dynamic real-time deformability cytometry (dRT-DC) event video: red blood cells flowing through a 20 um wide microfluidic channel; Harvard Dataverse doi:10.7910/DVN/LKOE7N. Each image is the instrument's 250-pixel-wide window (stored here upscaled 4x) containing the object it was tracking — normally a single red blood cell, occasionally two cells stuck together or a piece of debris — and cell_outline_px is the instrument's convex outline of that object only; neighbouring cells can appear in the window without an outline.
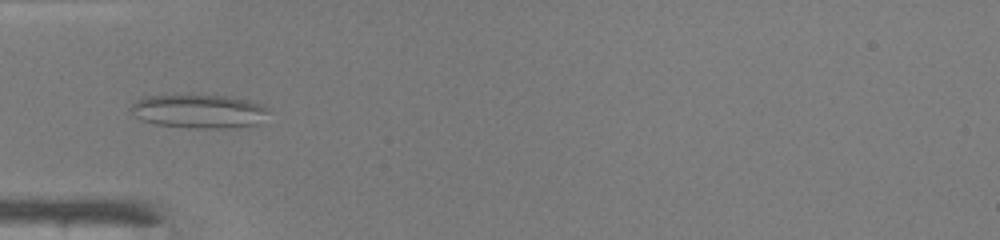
{"species": "common noctule bat (a hibernating species)", "species_latin": "Nyctalus noctula", "temperature_condition": "warm", "stored_images_in_passage": 43, "camera_frame_rate_fps": 3000, "um_per_image_px": 0.085, "animal": {"sex": "male", "body_mass_g": 19.0, "forearm_length_mm": 50.8}, "frame": {"image": 1, "passage_image": 11, "time_ms": 3.333, "image_size_px": [1000, 240], "cell_outline_px": [[272, 108], [256, 124], [232, 128], [188, 128], [156, 124], [140, 120], [128, 108], [140, 96], [192, 92], [232, 96], [248, 100]], "centroid_in_image_um": [16.85, 9.4], "position_along_channel_um": 68.2, "area_um2": 28.38}}
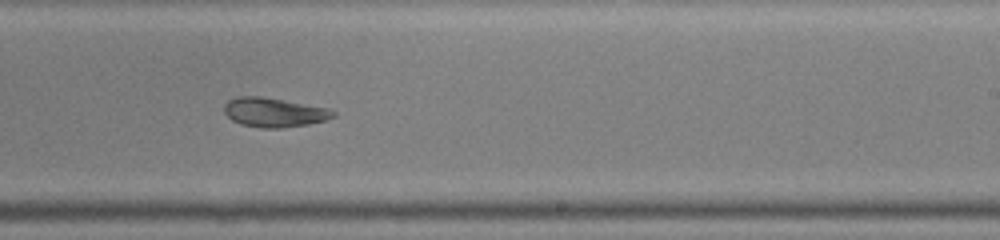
{"frame": {"image": 2, "passage_image": 25, "time_ms": 8.0, "image_size_px": [1000, 240], "cell_outline_px": [[336, 116], [328, 120], [308, 124], [284, 128], [260, 128], [240, 124], [232, 120], [224, 112], [224, 104], [228, 100], [236, 96], [260, 96], [328, 108], [336, 112]], "centroid_in_image_um": [23.29, 9.56], "position_along_channel_um": 265.7, "area_um2": 18.73}}
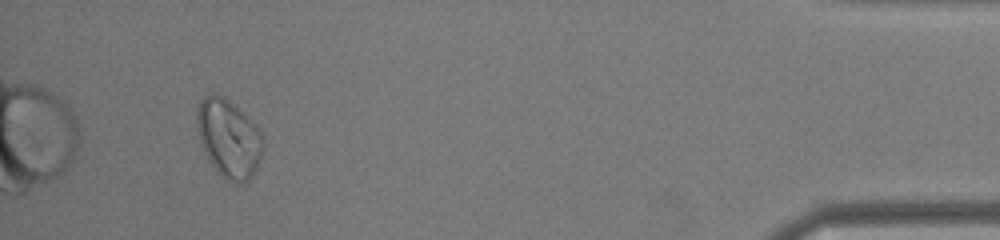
{"frame": {"image": 3, "passage_image": 40, "time_ms": 13.0, "image_size_px": [1000, 240], "cell_outline_px": [[264, 144], [260, 160], [252, 176], [248, 180], [240, 184], [224, 180], [208, 160], [200, 140], [196, 124], [196, 108], [200, 100], [204, 96], [212, 92], [228, 100], [264, 136]], "centroid_in_image_um": [19.41, 11.8], "position_along_channel_um": 415.8, "area_um2": 29.88}, "authors_computed_cell_mechanics": {"area_um2": 24.3338, "velocity_mm_per_s": 4.2462, "shape_relaxation_time_tau1_ms": null, "shape_relaxation_time_tau2_ms": 1.1878, "deformation_change_tau1": null, "deformation_change_tau2": 0.0684}}